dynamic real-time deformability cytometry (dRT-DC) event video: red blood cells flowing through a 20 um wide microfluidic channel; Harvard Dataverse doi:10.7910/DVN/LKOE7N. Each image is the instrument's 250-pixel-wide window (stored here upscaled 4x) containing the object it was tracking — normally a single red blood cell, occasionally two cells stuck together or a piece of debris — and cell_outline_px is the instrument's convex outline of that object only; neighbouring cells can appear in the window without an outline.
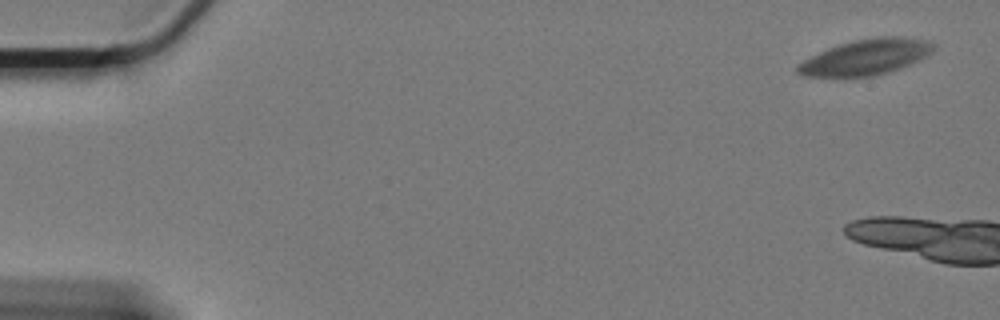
{"species": "Egyptian fruit bat (a non-hibernating species)", "species_latin": "Rousettus aegyptiacus", "temperature_condition": "cold", "stored_images_in_passage": 9, "camera_frame_rate_fps": 3000, "um_per_image_px": 0.085, "animal": {"sex": "female"}, "frame": {"image": 1, "passage_image": 1, "time_ms": 0.0, "image_size_px": [1000, 320], "cell_outline_px": [[936, 48], [932, 52], [920, 60], [900, 68], [888, 72], [872, 76], [804, 76], [796, 72], [796, 64], [828, 48], [852, 40], [880, 36], [904, 36], [932, 40], [936, 44]], "centroid_in_image_um": [73.67, 4.83], "position_along_channel_um": 11.3, "area_um2": 28.38}}